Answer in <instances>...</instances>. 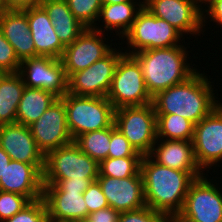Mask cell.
I'll list each match as a JSON object with an SVG mask.
<instances>
[{
	"mask_svg": "<svg viewBox=\"0 0 222 222\" xmlns=\"http://www.w3.org/2000/svg\"><path fill=\"white\" fill-rule=\"evenodd\" d=\"M140 172L146 206L168 216L181 211L191 183L204 175L160 165L149 155L142 157Z\"/></svg>",
	"mask_w": 222,
	"mask_h": 222,
	"instance_id": "obj_1",
	"label": "cell"
},
{
	"mask_svg": "<svg viewBox=\"0 0 222 222\" xmlns=\"http://www.w3.org/2000/svg\"><path fill=\"white\" fill-rule=\"evenodd\" d=\"M214 91L205 73L197 71L185 82L158 92L152 104L156 114H177L196 125L221 103Z\"/></svg>",
	"mask_w": 222,
	"mask_h": 222,
	"instance_id": "obj_2",
	"label": "cell"
},
{
	"mask_svg": "<svg viewBox=\"0 0 222 222\" xmlns=\"http://www.w3.org/2000/svg\"><path fill=\"white\" fill-rule=\"evenodd\" d=\"M186 50L187 47L182 44L132 54L140 64L145 85L152 97L162 90L185 82L198 71L188 63L189 51Z\"/></svg>",
	"mask_w": 222,
	"mask_h": 222,
	"instance_id": "obj_3",
	"label": "cell"
},
{
	"mask_svg": "<svg viewBox=\"0 0 222 222\" xmlns=\"http://www.w3.org/2000/svg\"><path fill=\"white\" fill-rule=\"evenodd\" d=\"M60 99L65 105L67 125L73 141L79 135L102 130L114 124L115 108L107 97L67 93Z\"/></svg>",
	"mask_w": 222,
	"mask_h": 222,
	"instance_id": "obj_4",
	"label": "cell"
},
{
	"mask_svg": "<svg viewBox=\"0 0 222 222\" xmlns=\"http://www.w3.org/2000/svg\"><path fill=\"white\" fill-rule=\"evenodd\" d=\"M123 38L129 48L125 53L129 55L141 50L177 46L181 44V38L182 41L185 39L176 28L144 7L137 13L131 29Z\"/></svg>",
	"mask_w": 222,
	"mask_h": 222,
	"instance_id": "obj_5",
	"label": "cell"
},
{
	"mask_svg": "<svg viewBox=\"0 0 222 222\" xmlns=\"http://www.w3.org/2000/svg\"><path fill=\"white\" fill-rule=\"evenodd\" d=\"M107 99L115 109L123 106H143L152 103L139 62L124 53L115 68Z\"/></svg>",
	"mask_w": 222,
	"mask_h": 222,
	"instance_id": "obj_6",
	"label": "cell"
},
{
	"mask_svg": "<svg viewBox=\"0 0 222 222\" xmlns=\"http://www.w3.org/2000/svg\"><path fill=\"white\" fill-rule=\"evenodd\" d=\"M115 127L142 156L150 154L157 140L156 113L152 103L115 109Z\"/></svg>",
	"mask_w": 222,
	"mask_h": 222,
	"instance_id": "obj_7",
	"label": "cell"
},
{
	"mask_svg": "<svg viewBox=\"0 0 222 222\" xmlns=\"http://www.w3.org/2000/svg\"><path fill=\"white\" fill-rule=\"evenodd\" d=\"M99 163L74 143L49 151L44 157L43 180L97 179Z\"/></svg>",
	"mask_w": 222,
	"mask_h": 222,
	"instance_id": "obj_8",
	"label": "cell"
},
{
	"mask_svg": "<svg viewBox=\"0 0 222 222\" xmlns=\"http://www.w3.org/2000/svg\"><path fill=\"white\" fill-rule=\"evenodd\" d=\"M205 174L191 183L177 214L188 222H222V191L219 184L207 179Z\"/></svg>",
	"mask_w": 222,
	"mask_h": 222,
	"instance_id": "obj_9",
	"label": "cell"
},
{
	"mask_svg": "<svg viewBox=\"0 0 222 222\" xmlns=\"http://www.w3.org/2000/svg\"><path fill=\"white\" fill-rule=\"evenodd\" d=\"M113 48L105 57L88 68L68 77V93L76 96L106 97L114 76L116 65L125 53ZM118 51V52H117Z\"/></svg>",
	"mask_w": 222,
	"mask_h": 222,
	"instance_id": "obj_10",
	"label": "cell"
},
{
	"mask_svg": "<svg viewBox=\"0 0 222 222\" xmlns=\"http://www.w3.org/2000/svg\"><path fill=\"white\" fill-rule=\"evenodd\" d=\"M201 5L202 0H143L144 8L155 17L167 21L183 36L204 33V7Z\"/></svg>",
	"mask_w": 222,
	"mask_h": 222,
	"instance_id": "obj_11",
	"label": "cell"
},
{
	"mask_svg": "<svg viewBox=\"0 0 222 222\" xmlns=\"http://www.w3.org/2000/svg\"><path fill=\"white\" fill-rule=\"evenodd\" d=\"M18 73L25 87L47 90L59 98L68 93V77L60 59L42 56L26 59Z\"/></svg>",
	"mask_w": 222,
	"mask_h": 222,
	"instance_id": "obj_12",
	"label": "cell"
},
{
	"mask_svg": "<svg viewBox=\"0 0 222 222\" xmlns=\"http://www.w3.org/2000/svg\"><path fill=\"white\" fill-rule=\"evenodd\" d=\"M192 142L196 162L203 172L222 163V103L194 125Z\"/></svg>",
	"mask_w": 222,
	"mask_h": 222,
	"instance_id": "obj_13",
	"label": "cell"
},
{
	"mask_svg": "<svg viewBox=\"0 0 222 222\" xmlns=\"http://www.w3.org/2000/svg\"><path fill=\"white\" fill-rule=\"evenodd\" d=\"M38 149L44 156L73 142L67 125L64 102L58 98L42 116L29 125Z\"/></svg>",
	"mask_w": 222,
	"mask_h": 222,
	"instance_id": "obj_14",
	"label": "cell"
},
{
	"mask_svg": "<svg viewBox=\"0 0 222 222\" xmlns=\"http://www.w3.org/2000/svg\"><path fill=\"white\" fill-rule=\"evenodd\" d=\"M104 37L103 32L93 28H86L76 40L65 47L60 60L67 77L88 68L97 60L105 57L113 49L112 43L109 45L105 41L107 38Z\"/></svg>",
	"mask_w": 222,
	"mask_h": 222,
	"instance_id": "obj_15",
	"label": "cell"
},
{
	"mask_svg": "<svg viewBox=\"0 0 222 222\" xmlns=\"http://www.w3.org/2000/svg\"><path fill=\"white\" fill-rule=\"evenodd\" d=\"M97 181L109 207L114 210L121 213L146 206L143 178L140 171L134 176L120 179L98 176Z\"/></svg>",
	"mask_w": 222,
	"mask_h": 222,
	"instance_id": "obj_16",
	"label": "cell"
},
{
	"mask_svg": "<svg viewBox=\"0 0 222 222\" xmlns=\"http://www.w3.org/2000/svg\"><path fill=\"white\" fill-rule=\"evenodd\" d=\"M44 165L11 160L0 178V190L26 196L30 201L42 198Z\"/></svg>",
	"mask_w": 222,
	"mask_h": 222,
	"instance_id": "obj_17",
	"label": "cell"
},
{
	"mask_svg": "<svg viewBox=\"0 0 222 222\" xmlns=\"http://www.w3.org/2000/svg\"><path fill=\"white\" fill-rule=\"evenodd\" d=\"M0 147L11 160L44 165V154L38 149L29 126L19 123L0 125Z\"/></svg>",
	"mask_w": 222,
	"mask_h": 222,
	"instance_id": "obj_18",
	"label": "cell"
},
{
	"mask_svg": "<svg viewBox=\"0 0 222 222\" xmlns=\"http://www.w3.org/2000/svg\"><path fill=\"white\" fill-rule=\"evenodd\" d=\"M23 11L27 14L29 32L34 41L35 58L42 56L60 59L65 46L56 35L52 21L45 9L39 5Z\"/></svg>",
	"mask_w": 222,
	"mask_h": 222,
	"instance_id": "obj_19",
	"label": "cell"
},
{
	"mask_svg": "<svg viewBox=\"0 0 222 222\" xmlns=\"http://www.w3.org/2000/svg\"><path fill=\"white\" fill-rule=\"evenodd\" d=\"M0 29L20 62L35 58L34 41L29 32L27 14L23 10L6 9L0 15Z\"/></svg>",
	"mask_w": 222,
	"mask_h": 222,
	"instance_id": "obj_20",
	"label": "cell"
},
{
	"mask_svg": "<svg viewBox=\"0 0 222 222\" xmlns=\"http://www.w3.org/2000/svg\"><path fill=\"white\" fill-rule=\"evenodd\" d=\"M149 156L172 169L203 172L196 162L192 141L157 139Z\"/></svg>",
	"mask_w": 222,
	"mask_h": 222,
	"instance_id": "obj_21",
	"label": "cell"
},
{
	"mask_svg": "<svg viewBox=\"0 0 222 222\" xmlns=\"http://www.w3.org/2000/svg\"><path fill=\"white\" fill-rule=\"evenodd\" d=\"M49 222H71L75 219L88 217V210L83 193L43 192Z\"/></svg>",
	"mask_w": 222,
	"mask_h": 222,
	"instance_id": "obj_22",
	"label": "cell"
},
{
	"mask_svg": "<svg viewBox=\"0 0 222 222\" xmlns=\"http://www.w3.org/2000/svg\"><path fill=\"white\" fill-rule=\"evenodd\" d=\"M138 6V7H137ZM143 8V1H128L116 4H103L100 9L98 22L102 20L104 28L94 26L93 29L105 33L114 31L116 36L123 37L131 29L137 13ZM104 29V30H103Z\"/></svg>",
	"mask_w": 222,
	"mask_h": 222,
	"instance_id": "obj_23",
	"label": "cell"
},
{
	"mask_svg": "<svg viewBox=\"0 0 222 222\" xmlns=\"http://www.w3.org/2000/svg\"><path fill=\"white\" fill-rule=\"evenodd\" d=\"M48 13L56 35L66 47L76 40L86 27L70 11L66 0H42L40 4Z\"/></svg>",
	"mask_w": 222,
	"mask_h": 222,
	"instance_id": "obj_24",
	"label": "cell"
},
{
	"mask_svg": "<svg viewBox=\"0 0 222 222\" xmlns=\"http://www.w3.org/2000/svg\"><path fill=\"white\" fill-rule=\"evenodd\" d=\"M54 93L25 87L16 114V123L31 125L58 99Z\"/></svg>",
	"mask_w": 222,
	"mask_h": 222,
	"instance_id": "obj_25",
	"label": "cell"
},
{
	"mask_svg": "<svg viewBox=\"0 0 222 222\" xmlns=\"http://www.w3.org/2000/svg\"><path fill=\"white\" fill-rule=\"evenodd\" d=\"M25 85L20 74L0 75V125L16 123V114Z\"/></svg>",
	"mask_w": 222,
	"mask_h": 222,
	"instance_id": "obj_26",
	"label": "cell"
},
{
	"mask_svg": "<svg viewBox=\"0 0 222 222\" xmlns=\"http://www.w3.org/2000/svg\"><path fill=\"white\" fill-rule=\"evenodd\" d=\"M157 139L192 141L194 124L177 114H156Z\"/></svg>",
	"mask_w": 222,
	"mask_h": 222,
	"instance_id": "obj_27",
	"label": "cell"
},
{
	"mask_svg": "<svg viewBox=\"0 0 222 222\" xmlns=\"http://www.w3.org/2000/svg\"><path fill=\"white\" fill-rule=\"evenodd\" d=\"M111 127L79 135L73 142L90 158L100 163L108 158Z\"/></svg>",
	"mask_w": 222,
	"mask_h": 222,
	"instance_id": "obj_28",
	"label": "cell"
},
{
	"mask_svg": "<svg viewBox=\"0 0 222 222\" xmlns=\"http://www.w3.org/2000/svg\"><path fill=\"white\" fill-rule=\"evenodd\" d=\"M142 157L110 158L99 163V176L128 178L140 171Z\"/></svg>",
	"mask_w": 222,
	"mask_h": 222,
	"instance_id": "obj_29",
	"label": "cell"
},
{
	"mask_svg": "<svg viewBox=\"0 0 222 222\" xmlns=\"http://www.w3.org/2000/svg\"><path fill=\"white\" fill-rule=\"evenodd\" d=\"M73 16L86 28H93L98 20L103 0H66Z\"/></svg>",
	"mask_w": 222,
	"mask_h": 222,
	"instance_id": "obj_30",
	"label": "cell"
},
{
	"mask_svg": "<svg viewBox=\"0 0 222 222\" xmlns=\"http://www.w3.org/2000/svg\"><path fill=\"white\" fill-rule=\"evenodd\" d=\"M30 202L26 196L0 190V222H4L10 217H13Z\"/></svg>",
	"mask_w": 222,
	"mask_h": 222,
	"instance_id": "obj_31",
	"label": "cell"
},
{
	"mask_svg": "<svg viewBox=\"0 0 222 222\" xmlns=\"http://www.w3.org/2000/svg\"><path fill=\"white\" fill-rule=\"evenodd\" d=\"M4 222H49L43 198L31 201L25 208Z\"/></svg>",
	"mask_w": 222,
	"mask_h": 222,
	"instance_id": "obj_32",
	"label": "cell"
},
{
	"mask_svg": "<svg viewBox=\"0 0 222 222\" xmlns=\"http://www.w3.org/2000/svg\"><path fill=\"white\" fill-rule=\"evenodd\" d=\"M108 157L124 158V157H143L138 153L125 136L115 127L111 126V139Z\"/></svg>",
	"mask_w": 222,
	"mask_h": 222,
	"instance_id": "obj_33",
	"label": "cell"
},
{
	"mask_svg": "<svg viewBox=\"0 0 222 222\" xmlns=\"http://www.w3.org/2000/svg\"><path fill=\"white\" fill-rule=\"evenodd\" d=\"M169 216L155 211L148 206L121 212L118 222H168Z\"/></svg>",
	"mask_w": 222,
	"mask_h": 222,
	"instance_id": "obj_34",
	"label": "cell"
},
{
	"mask_svg": "<svg viewBox=\"0 0 222 222\" xmlns=\"http://www.w3.org/2000/svg\"><path fill=\"white\" fill-rule=\"evenodd\" d=\"M97 179L82 180H43V192L78 191L84 193Z\"/></svg>",
	"mask_w": 222,
	"mask_h": 222,
	"instance_id": "obj_35",
	"label": "cell"
},
{
	"mask_svg": "<svg viewBox=\"0 0 222 222\" xmlns=\"http://www.w3.org/2000/svg\"><path fill=\"white\" fill-rule=\"evenodd\" d=\"M20 64L12 45L6 40L0 29V72L2 74L17 73Z\"/></svg>",
	"mask_w": 222,
	"mask_h": 222,
	"instance_id": "obj_36",
	"label": "cell"
},
{
	"mask_svg": "<svg viewBox=\"0 0 222 222\" xmlns=\"http://www.w3.org/2000/svg\"><path fill=\"white\" fill-rule=\"evenodd\" d=\"M83 198L87 206L88 215L109 207L107 199L97 180L92 182V184L86 189L83 193Z\"/></svg>",
	"mask_w": 222,
	"mask_h": 222,
	"instance_id": "obj_37",
	"label": "cell"
},
{
	"mask_svg": "<svg viewBox=\"0 0 222 222\" xmlns=\"http://www.w3.org/2000/svg\"><path fill=\"white\" fill-rule=\"evenodd\" d=\"M205 4V9H202L203 11V29L205 26V23L207 22V18H211V22H216L217 26L222 27V0H202V4ZM206 12V13H205ZM209 15V16H208ZM207 16V17H206Z\"/></svg>",
	"mask_w": 222,
	"mask_h": 222,
	"instance_id": "obj_38",
	"label": "cell"
},
{
	"mask_svg": "<svg viewBox=\"0 0 222 222\" xmlns=\"http://www.w3.org/2000/svg\"><path fill=\"white\" fill-rule=\"evenodd\" d=\"M120 212L112 207L98 210L88 215L92 222H118Z\"/></svg>",
	"mask_w": 222,
	"mask_h": 222,
	"instance_id": "obj_39",
	"label": "cell"
},
{
	"mask_svg": "<svg viewBox=\"0 0 222 222\" xmlns=\"http://www.w3.org/2000/svg\"><path fill=\"white\" fill-rule=\"evenodd\" d=\"M42 0H4L6 9L24 10L30 7L39 6Z\"/></svg>",
	"mask_w": 222,
	"mask_h": 222,
	"instance_id": "obj_40",
	"label": "cell"
},
{
	"mask_svg": "<svg viewBox=\"0 0 222 222\" xmlns=\"http://www.w3.org/2000/svg\"><path fill=\"white\" fill-rule=\"evenodd\" d=\"M11 161L10 156L0 147V178Z\"/></svg>",
	"mask_w": 222,
	"mask_h": 222,
	"instance_id": "obj_41",
	"label": "cell"
},
{
	"mask_svg": "<svg viewBox=\"0 0 222 222\" xmlns=\"http://www.w3.org/2000/svg\"><path fill=\"white\" fill-rule=\"evenodd\" d=\"M168 222H188L178 215H170Z\"/></svg>",
	"mask_w": 222,
	"mask_h": 222,
	"instance_id": "obj_42",
	"label": "cell"
},
{
	"mask_svg": "<svg viewBox=\"0 0 222 222\" xmlns=\"http://www.w3.org/2000/svg\"><path fill=\"white\" fill-rule=\"evenodd\" d=\"M128 1H136V0H103V4H116V3H123Z\"/></svg>",
	"mask_w": 222,
	"mask_h": 222,
	"instance_id": "obj_43",
	"label": "cell"
},
{
	"mask_svg": "<svg viewBox=\"0 0 222 222\" xmlns=\"http://www.w3.org/2000/svg\"><path fill=\"white\" fill-rule=\"evenodd\" d=\"M71 222H92L89 217H85V218H79V219H75Z\"/></svg>",
	"mask_w": 222,
	"mask_h": 222,
	"instance_id": "obj_44",
	"label": "cell"
},
{
	"mask_svg": "<svg viewBox=\"0 0 222 222\" xmlns=\"http://www.w3.org/2000/svg\"><path fill=\"white\" fill-rule=\"evenodd\" d=\"M6 10L4 0H0V15Z\"/></svg>",
	"mask_w": 222,
	"mask_h": 222,
	"instance_id": "obj_45",
	"label": "cell"
}]
</instances>
